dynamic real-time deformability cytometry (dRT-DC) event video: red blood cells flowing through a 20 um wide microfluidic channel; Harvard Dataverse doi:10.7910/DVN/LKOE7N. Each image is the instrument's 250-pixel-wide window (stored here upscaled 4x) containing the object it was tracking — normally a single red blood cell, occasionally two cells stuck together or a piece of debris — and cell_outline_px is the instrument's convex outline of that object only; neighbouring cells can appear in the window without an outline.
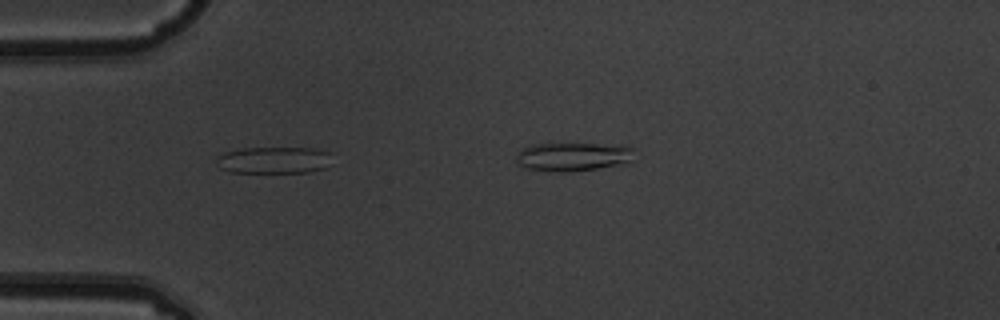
{"species": "common noctule bat (a hibernating species)", "species_latin": "Nyctalus noctula", "temperature_condition": "warm", "stored_images_in_passage": 6, "camera_frame_rate_fps": 3000, "um_per_image_px": 0.085, "animal": {"sex": "male", "body_mass_g": 19.5, "forearm_length_mm": 54.6}, "frame": {"image": 1, "passage_image": 4, "time_ms": 1.0, "image_size_px": [1000, 320], "cell_outline_px": [[332, 164], [324, 168], [308, 172], [228, 172], [220, 168], [216, 164], [216, 156], [224, 152], [244, 148], [312, 148], [328, 152]], "centroid_in_image_um": [23.24, 13.61], "position_along_channel_um": 61.8, "area_um2": 18.09}}